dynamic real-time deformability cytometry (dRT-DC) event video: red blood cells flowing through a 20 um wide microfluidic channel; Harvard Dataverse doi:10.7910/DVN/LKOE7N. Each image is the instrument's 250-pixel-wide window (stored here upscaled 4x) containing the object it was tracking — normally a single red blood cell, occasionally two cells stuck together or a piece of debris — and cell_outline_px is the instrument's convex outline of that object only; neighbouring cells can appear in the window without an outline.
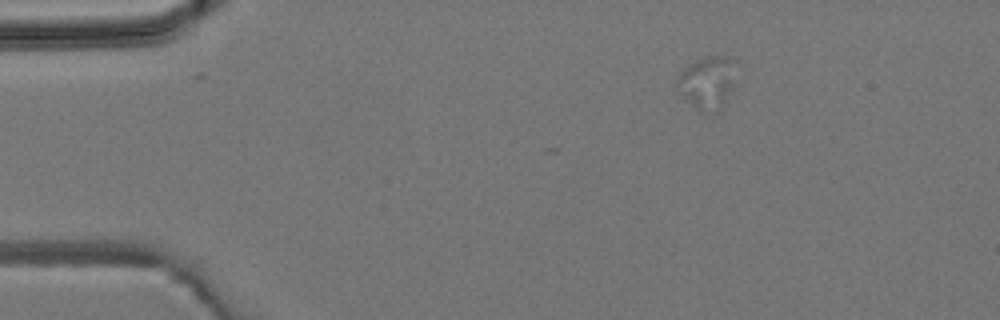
{"species": "common noctule bat (a hibernating species)", "species_latin": "Nyctalus noctula", "temperature_condition": "room temperature", "stored_images_in_passage": 5, "camera_frame_rate_fps": 3000, "um_per_image_px": 0.085, "animal": {"sex": "male", "body_mass_g": 19.2, "forearm_length_mm": 51.8}, "frame": {"image": 1, "passage_image": 2, "time_ms": 1.0, "image_size_px": [1000, 320], "cell_outline_px": [[732, 88], [720, 108], [716, 112], [700, 108], [684, 96], [680, 92], [676, 84], [676, 80], [680, 72], [688, 64], [696, 60], [708, 56], [728, 56], [732, 84]], "centroid_in_image_um": [60.04, 6.97], "position_along_channel_um": 25.0, "area_um2": 16.59}}
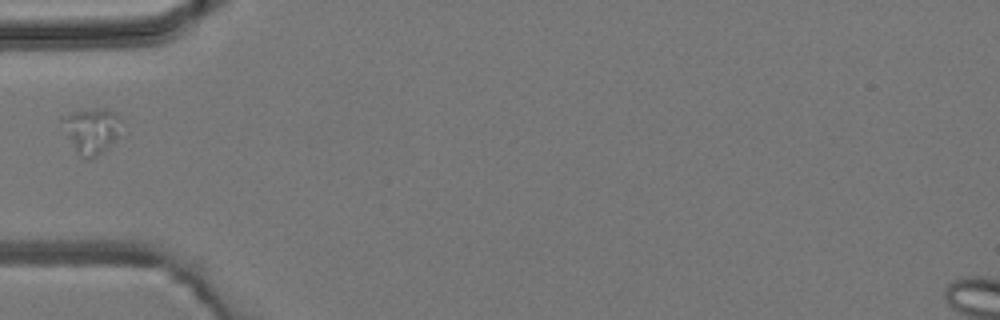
{"frame": {"image": 2, "passage_image": 4, "time_ms": 4.0, "image_size_px": [1000, 320], "cell_outline_px": [[124, 120], [120, 136], [116, 140], [96, 156], [88, 160], [80, 156], [68, 136], [60, 120], [76, 112], [96, 108], [104, 108], [116, 112]], "centroid_in_image_um": [7.89, 11.09], "position_along_channel_um": 77.1, "area_um2": 15.61}}